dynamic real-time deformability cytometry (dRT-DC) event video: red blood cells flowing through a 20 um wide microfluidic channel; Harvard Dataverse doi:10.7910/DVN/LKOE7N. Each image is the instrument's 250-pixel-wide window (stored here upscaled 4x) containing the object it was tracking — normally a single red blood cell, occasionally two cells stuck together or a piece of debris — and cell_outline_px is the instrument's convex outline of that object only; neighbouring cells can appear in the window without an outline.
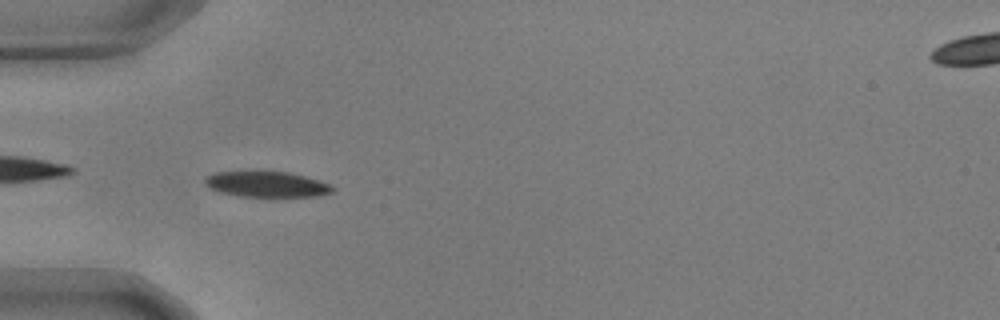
{"species": "common noctule bat (a hibernating species)", "species_latin": "Nyctalus noctula", "temperature_condition": "warm", "stored_images_in_passage": 40, "camera_frame_rate_fps": 3000, "um_per_image_px": 0.085, "animal": {"sex": "male", "body_mass_g": 17.9, "forearm_length_mm": 54.2}, "frame": {"image": 1, "passage_image": 2, "time_ms": 0.333, "image_size_px": [1000, 320], "cell_outline_px": [[336, 188], [332, 192], [320, 196], [268, 200], [240, 196], [220, 192], [204, 184], [204, 176], [216, 172], [252, 168], [256, 168], [288, 172], [304, 176], [332, 184]], "centroid_in_image_um": [22.67, 15.66], "position_along_channel_um": 62.3, "area_um2": 21.15}}
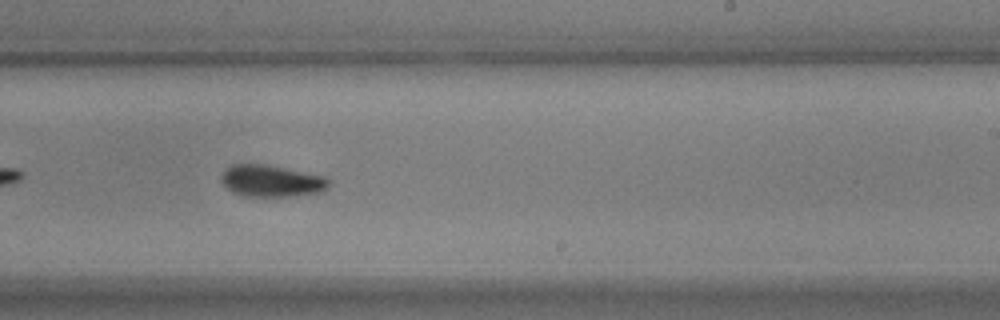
{"frame": {"image": 2, "passage_image": 19, "time_ms": 6.0, "image_size_px": [1000, 320], "cell_outline_px": [[328, 188], [320, 192], [288, 196], [244, 196], [232, 192], [220, 180], [220, 176], [224, 168], [232, 164], [264, 164], [328, 176]], "centroid_in_image_um": [23.04, 15.36], "position_along_channel_um": 266.0, "area_um2": 20.0}}
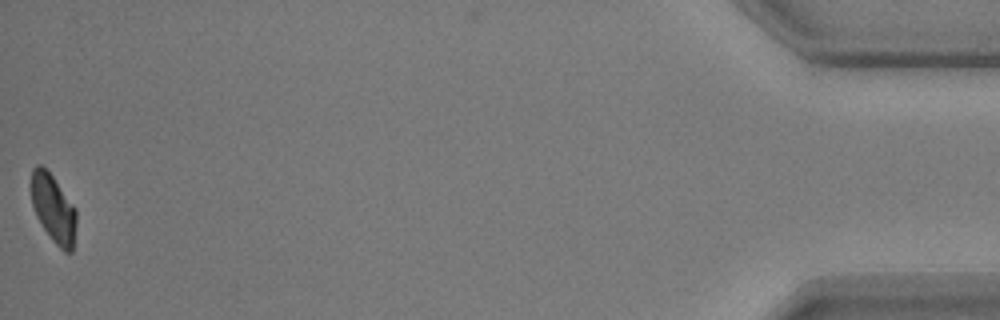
{"frame": {"image": 3, "passage_image": 40, "time_ms": 13.0, "image_size_px": [1000, 320], "cell_outline_px": [[76, 224], [72, 252], [64, 252], [52, 240], [36, 216], [32, 204], [32, 168], [36, 164], [40, 164], [52, 176], [76, 208]], "centroid_in_image_um": [4.55, 17.74], "position_along_channel_um": 430.7, "area_um2": 17.63}, "authors_computed_cell_mechanics": {"area_um2": 20.0277, "velocity_mm_per_s": 3.643, "shape_relaxation_time_tau1_ms": 4.0297, "shape_relaxation_time_tau2_ms": null, "deformation_change_tau1": 0.1145, "deformation_change_tau2": null}}